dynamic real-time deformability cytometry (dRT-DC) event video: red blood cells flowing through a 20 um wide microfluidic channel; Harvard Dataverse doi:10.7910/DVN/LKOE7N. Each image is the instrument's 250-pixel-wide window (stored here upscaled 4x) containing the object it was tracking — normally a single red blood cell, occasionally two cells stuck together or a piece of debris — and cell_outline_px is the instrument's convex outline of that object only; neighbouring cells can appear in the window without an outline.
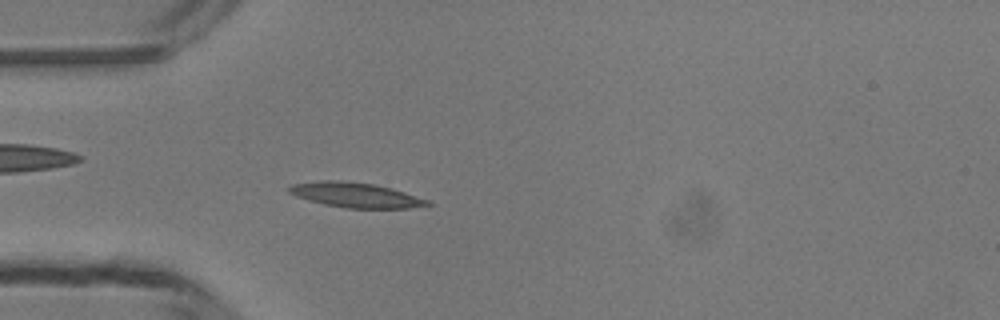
{"species": "common noctule bat (a hibernating species)", "species_latin": "Nyctalus noctula", "temperature_condition": "room temperature", "stored_images_in_passage": 49, "camera_frame_rate_fps": 3000, "um_per_image_px": 0.085, "animal": {"sex": "male", "body_mass_g": 13.3}, "frame": {"image": 1, "passage_image": 14, "time_ms": 4.333, "image_size_px": [1000, 320], "cell_outline_px": [[432, 204], [408, 208], [348, 208], [324, 204], [296, 196], [288, 192], [284, 188], [292, 184], [320, 180], [340, 180], [372, 184], [392, 188], [428, 200]], "centroid_in_image_um": [30.17, 16.56], "position_along_channel_um": 54.8, "area_um2": 19.94}}
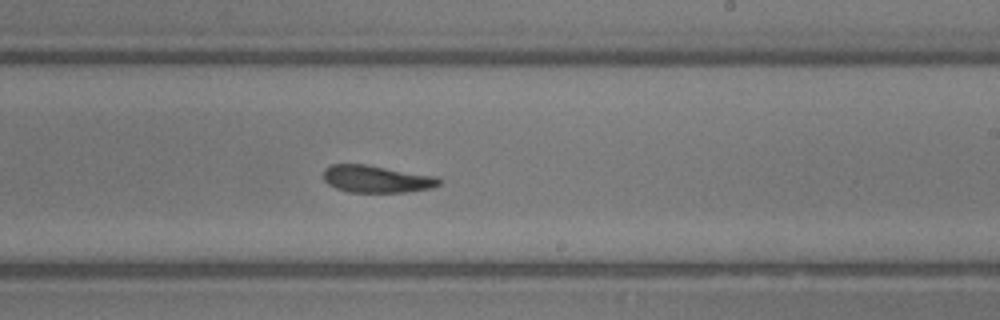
{"frame": {"image": 2, "passage_image": 29, "time_ms": 9.333, "image_size_px": [1000, 320], "cell_outline_px": [[440, 184], [432, 188], [408, 192], [348, 192], [336, 188], [328, 184], [324, 180], [324, 168], [332, 164], [364, 164], [436, 176], [440, 180]], "centroid_in_image_um": [32.0, 15.22], "position_along_channel_um": 257.0, "area_um2": 18.32}}
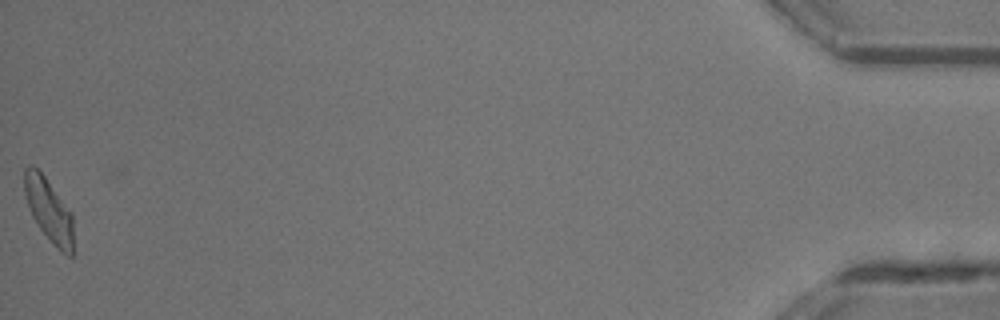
{"frame": {"image": 3, "passage_image": 49, "time_ms": 16.0, "image_size_px": [1000, 320], "cell_outline_px": [[72, 256], [68, 256], [60, 252], [40, 228], [32, 216], [24, 192], [24, 168], [28, 164], [32, 164], [44, 176], [72, 212]], "centroid_in_image_um": [4.14, 17.83], "position_along_channel_um": 431.1, "area_um2": 17.86}, "authors_computed_cell_mechanics": {"area_um2": 18.785, "velocity_mm_per_s": 4.174, "shape_relaxation_time_tau1_ms": 3.6214, "shape_relaxation_time_tau2_ms": null, "deformation_change_tau1": 0.1768, "deformation_change_tau2": null}}